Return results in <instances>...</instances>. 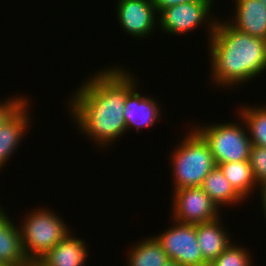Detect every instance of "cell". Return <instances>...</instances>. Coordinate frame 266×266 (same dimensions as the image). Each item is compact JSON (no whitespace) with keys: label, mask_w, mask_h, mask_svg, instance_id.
Wrapping results in <instances>:
<instances>
[{"label":"cell","mask_w":266,"mask_h":266,"mask_svg":"<svg viewBox=\"0 0 266 266\" xmlns=\"http://www.w3.org/2000/svg\"><path fill=\"white\" fill-rule=\"evenodd\" d=\"M105 68L82 80V86L67 102L75 129L101 148L109 147L127 132L123 116L126 96L139 85V78L125 67L116 64Z\"/></svg>","instance_id":"6da1fadb"},{"label":"cell","mask_w":266,"mask_h":266,"mask_svg":"<svg viewBox=\"0 0 266 266\" xmlns=\"http://www.w3.org/2000/svg\"><path fill=\"white\" fill-rule=\"evenodd\" d=\"M208 43L210 79L221 88L238 87L266 70V40L232 27L218 17Z\"/></svg>","instance_id":"7a4b0ae2"},{"label":"cell","mask_w":266,"mask_h":266,"mask_svg":"<svg viewBox=\"0 0 266 266\" xmlns=\"http://www.w3.org/2000/svg\"><path fill=\"white\" fill-rule=\"evenodd\" d=\"M187 136L171 151L173 190L202 186L216 166L209 145L191 126Z\"/></svg>","instance_id":"3957f363"},{"label":"cell","mask_w":266,"mask_h":266,"mask_svg":"<svg viewBox=\"0 0 266 266\" xmlns=\"http://www.w3.org/2000/svg\"><path fill=\"white\" fill-rule=\"evenodd\" d=\"M25 214L19 224L23 249L27 259L39 260L69 232L70 226L56 212L44 208H35ZM67 224V225H66ZM68 226V227H67Z\"/></svg>","instance_id":"277c9868"},{"label":"cell","mask_w":266,"mask_h":266,"mask_svg":"<svg viewBox=\"0 0 266 266\" xmlns=\"http://www.w3.org/2000/svg\"><path fill=\"white\" fill-rule=\"evenodd\" d=\"M239 120L240 117L235 123L227 121L192 126L209 145L216 165L249 160L252 143L244 121Z\"/></svg>","instance_id":"5b68a950"},{"label":"cell","mask_w":266,"mask_h":266,"mask_svg":"<svg viewBox=\"0 0 266 266\" xmlns=\"http://www.w3.org/2000/svg\"><path fill=\"white\" fill-rule=\"evenodd\" d=\"M212 2L215 1H193L168 7L158 14V27L166 34L185 35L184 33H191L193 29L205 24L208 27H205L209 35L207 38L210 40L217 22L211 12Z\"/></svg>","instance_id":"8992f818"},{"label":"cell","mask_w":266,"mask_h":266,"mask_svg":"<svg viewBox=\"0 0 266 266\" xmlns=\"http://www.w3.org/2000/svg\"><path fill=\"white\" fill-rule=\"evenodd\" d=\"M172 221L171 227L153 235L169 259L180 266H208L198 246L196 225Z\"/></svg>","instance_id":"52a82bcc"},{"label":"cell","mask_w":266,"mask_h":266,"mask_svg":"<svg viewBox=\"0 0 266 266\" xmlns=\"http://www.w3.org/2000/svg\"><path fill=\"white\" fill-rule=\"evenodd\" d=\"M172 195L171 220L196 225L214 220L223 213L201 186L176 189Z\"/></svg>","instance_id":"ba28073f"},{"label":"cell","mask_w":266,"mask_h":266,"mask_svg":"<svg viewBox=\"0 0 266 266\" xmlns=\"http://www.w3.org/2000/svg\"><path fill=\"white\" fill-rule=\"evenodd\" d=\"M116 17L123 31L142 40L158 28V14L152 0H117Z\"/></svg>","instance_id":"9c48e42d"},{"label":"cell","mask_w":266,"mask_h":266,"mask_svg":"<svg viewBox=\"0 0 266 266\" xmlns=\"http://www.w3.org/2000/svg\"><path fill=\"white\" fill-rule=\"evenodd\" d=\"M137 88L139 89L138 85L126 96L123 116L127 131L135 128L140 134L142 128H152L155 123L157 124L162 117V107L158 100L151 96L141 95Z\"/></svg>","instance_id":"30bf717a"},{"label":"cell","mask_w":266,"mask_h":266,"mask_svg":"<svg viewBox=\"0 0 266 266\" xmlns=\"http://www.w3.org/2000/svg\"><path fill=\"white\" fill-rule=\"evenodd\" d=\"M29 99L0 126V171L9 162L13 152L17 150L24 139L27 129H30ZM31 118V119H30Z\"/></svg>","instance_id":"8fae6325"},{"label":"cell","mask_w":266,"mask_h":266,"mask_svg":"<svg viewBox=\"0 0 266 266\" xmlns=\"http://www.w3.org/2000/svg\"><path fill=\"white\" fill-rule=\"evenodd\" d=\"M232 21L237 30L266 40V5L261 0H235Z\"/></svg>","instance_id":"7c38bea8"},{"label":"cell","mask_w":266,"mask_h":266,"mask_svg":"<svg viewBox=\"0 0 266 266\" xmlns=\"http://www.w3.org/2000/svg\"><path fill=\"white\" fill-rule=\"evenodd\" d=\"M222 219L219 216L214 220L196 224L198 246L201 249L204 261L208 265L233 241L230 233L224 228Z\"/></svg>","instance_id":"4fadbf2b"},{"label":"cell","mask_w":266,"mask_h":266,"mask_svg":"<svg viewBox=\"0 0 266 266\" xmlns=\"http://www.w3.org/2000/svg\"><path fill=\"white\" fill-rule=\"evenodd\" d=\"M71 232L72 230L39 261L45 266H85L89 253L87 244Z\"/></svg>","instance_id":"5bb4252c"},{"label":"cell","mask_w":266,"mask_h":266,"mask_svg":"<svg viewBox=\"0 0 266 266\" xmlns=\"http://www.w3.org/2000/svg\"><path fill=\"white\" fill-rule=\"evenodd\" d=\"M4 211H0V262L23 266L29 262L23 249L19 225ZM14 222V223H13Z\"/></svg>","instance_id":"9a60e30c"},{"label":"cell","mask_w":266,"mask_h":266,"mask_svg":"<svg viewBox=\"0 0 266 266\" xmlns=\"http://www.w3.org/2000/svg\"><path fill=\"white\" fill-rule=\"evenodd\" d=\"M202 189L220 209L224 205H240L245 200L230 184L218 166L205 177Z\"/></svg>","instance_id":"2e32d148"},{"label":"cell","mask_w":266,"mask_h":266,"mask_svg":"<svg viewBox=\"0 0 266 266\" xmlns=\"http://www.w3.org/2000/svg\"><path fill=\"white\" fill-rule=\"evenodd\" d=\"M127 266H163L170 259L154 236L130 246Z\"/></svg>","instance_id":"e0dca14e"},{"label":"cell","mask_w":266,"mask_h":266,"mask_svg":"<svg viewBox=\"0 0 266 266\" xmlns=\"http://www.w3.org/2000/svg\"><path fill=\"white\" fill-rule=\"evenodd\" d=\"M216 166L245 200L250 198L256 188H259L249 161L227 162Z\"/></svg>","instance_id":"ac0fdd59"},{"label":"cell","mask_w":266,"mask_h":266,"mask_svg":"<svg viewBox=\"0 0 266 266\" xmlns=\"http://www.w3.org/2000/svg\"><path fill=\"white\" fill-rule=\"evenodd\" d=\"M239 110L236 116L244 121L252 145L266 148V105L245 104Z\"/></svg>","instance_id":"d6986e66"},{"label":"cell","mask_w":266,"mask_h":266,"mask_svg":"<svg viewBox=\"0 0 266 266\" xmlns=\"http://www.w3.org/2000/svg\"><path fill=\"white\" fill-rule=\"evenodd\" d=\"M242 245L231 244L208 266H253L251 253Z\"/></svg>","instance_id":"ffe728a7"},{"label":"cell","mask_w":266,"mask_h":266,"mask_svg":"<svg viewBox=\"0 0 266 266\" xmlns=\"http://www.w3.org/2000/svg\"><path fill=\"white\" fill-rule=\"evenodd\" d=\"M248 161L258 185L266 184V148L252 145Z\"/></svg>","instance_id":"44dd1931"},{"label":"cell","mask_w":266,"mask_h":266,"mask_svg":"<svg viewBox=\"0 0 266 266\" xmlns=\"http://www.w3.org/2000/svg\"><path fill=\"white\" fill-rule=\"evenodd\" d=\"M8 97L7 100L0 101V126L9 119L27 100L28 97L14 96Z\"/></svg>","instance_id":"7402d4cb"},{"label":"cell","mask_w":266,"mask_h":266,"mask_svg":"<svg viewBox=\"0 0 266 266\" xmlns=\"http://www.w3.org/2000/svg\"><path fill=\"white\" fill-rule=\"evenodd\" d=\"M152 1L153 5L155 6L157 14H159L162 10H165L168 7L175 6L178 4H184L193 1H213V0H152Z\"/></svg>","instance_id":"603a6c76"},{"label":"cell","mask_w":266,"mask_h":266,"mask_svg":"<svg viewBox=\"0 0 266 266\" xmlns=\"http://www.w3.org/2000/svg\"><path fill=\"white\" fill-rule=\"evenodd\" d=\"M259 191H260V200H261V205L264 213V218H266V184L260 185L259 186Z\"/></svg>","instance_id":"cb8c5ba5"},{"label":"cell","mask_w":266,"mask_h":266,"mask_svg":"<svg viewBox=\"0 0 266 266\" xmlns=\"http://www.w3.org/2000/svg\"><path fill=\"white\" fill-rule=\"evenodd\" d=\"M163 266H180L178 263H176L175 261L169 260L166 264H164Z\"/></svg>","instance_id":"d4e9b609"},{"label":"cell","mask_w":266,"mask_h":266,"mask_svg":"<svg viewBox=\"0 0 266 266\" xmlns=\"http://www.w3.org/2000/svg\"><path fill=\"white\" fill-rule=\"evenodd\" d=\"M33 266H45L39 260H33Z\"/></svg>","instance_id":"484cf974"},{"label":"cell","mask_w":266,"mask_h":266,"mask_svg":"<svg viewBox=\"0 0 266 266\" xmlns=\"http://www.w3.org/2000/svg\"><path fill=\"white\" fill-rule=\"evenodd\" d=\"M23 266H33V260H30L27 264H25Z\"/></svg>","instance_id":"4316f807"},{"label":"cell","mask_w":266,"mask_h":266,"mask_svg":"<svg viewBox=\"0 0 266 266\" xmlns=\"http://www.w3.org/2000/svg\"><path fill=\"white\" fill-rule=\"evenodd\" d=\"M0 266H11L10 264H6V263H3V262H0Z\"/></svg>","instance_id":"83f0119b"}]
</instances>
